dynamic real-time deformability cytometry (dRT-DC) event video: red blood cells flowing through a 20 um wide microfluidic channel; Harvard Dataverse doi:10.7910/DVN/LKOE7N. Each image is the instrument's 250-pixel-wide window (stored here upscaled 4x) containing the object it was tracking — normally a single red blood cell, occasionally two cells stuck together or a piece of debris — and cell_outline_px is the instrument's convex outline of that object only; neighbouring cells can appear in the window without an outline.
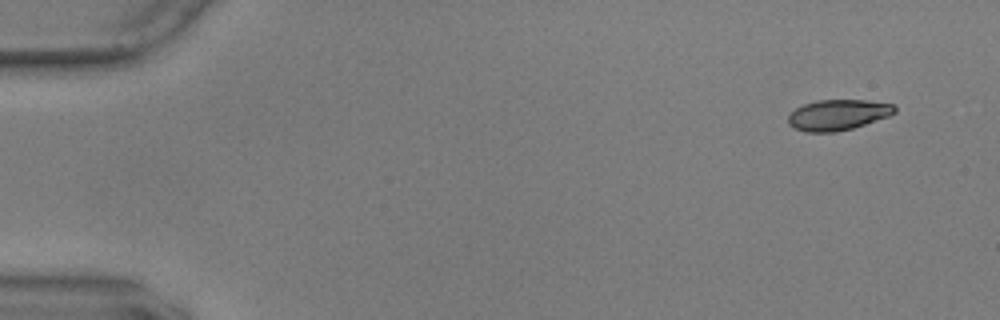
{"species": "common noctule bat (a hibernating species)", "species_latin": "Nyctalus noctula", "temperature_condition": "warm", "stored_images_in_passage": 53, "camera_frame_rate_fps": 3000, "um_per_image_px": 0.085, "animal": {"sex": "male", "body_mass_g": 17.9, "forearm_length_mm": 54.2}, "frame": {"image": 1, "passage_image": 1, "time_ms": 0.0, "image_size_px": [1000, 320], "cell_outline_px": [[896, 112], [888, 116], [852, 128], [836, 132], [804, 132], [788, 124], [788, 116], [796, 108], [804, 104], [816, 100], [868, 100], [896, 104]], "centroid_in_image_um": [71.23, 9.75], "position_along_channel_um": 13.8, "area_um2": 19.02}}
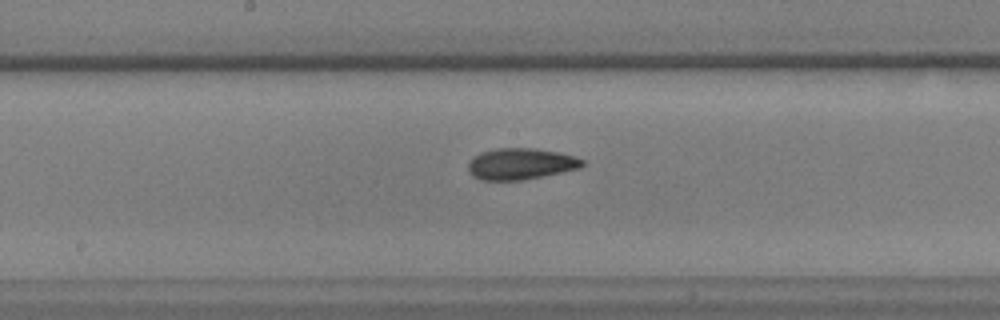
{"frame": {"image": 2, "passage_image": 27, "time_ms": 8.667, "image_size_px": [1000, 320], "cell_outline_px": [[584, 164], [580, 168], [524, 180], [480, 180], [472, 176], [468, 172], [468, 164], [480, 152], [496, 148], [532, 148], [556, 152], [572, 156], [584, 160]], "centroid_in_image_um": [44.23, 13.94], "position_along_channel_um": 204.0, "area_um2": 20.69}}
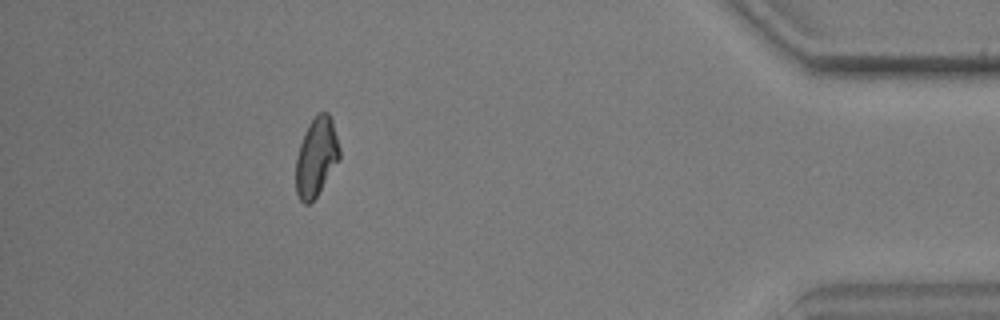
{"frame": {"image": 3, "passage_image": 48, "time_ms": 15.667, "image_size_px": [1000, 320], "cell_outline_px": [[340, 160], [316, 196], [308, 204], [304, 204], [300, 200], [296, 192], [296, 156], [304, 132], [308, 124], [316, 112], [328, 112], [332, 120], [340, 148]], "centroid_in_image_um": [26.89, 13.31], "position_along_channel_um": 408.3, "area_um2": 20.17}, "authors_computed_cell_mechanics": {"area_um2": 20.2878, "velocity_mm_per_s": 3.6091, "shape_relaxation_time_tau1_ms": 6.259, "shape_relaxation_time_tau2_ms": 3.1378, "deformation_change_tau1": 0.1556, "deformation_change_tau2": 0.085}}